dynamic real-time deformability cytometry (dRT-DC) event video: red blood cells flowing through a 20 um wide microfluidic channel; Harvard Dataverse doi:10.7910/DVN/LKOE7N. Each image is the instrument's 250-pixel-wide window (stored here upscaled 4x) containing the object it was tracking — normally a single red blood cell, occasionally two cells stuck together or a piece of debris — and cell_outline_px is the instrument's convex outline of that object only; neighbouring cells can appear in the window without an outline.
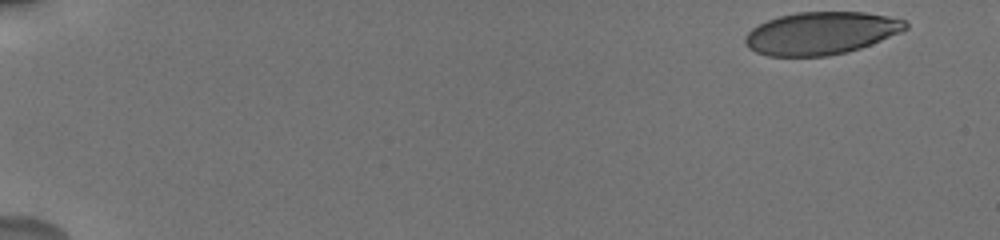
{"species": "human", "species_latin": "Homo sapiens", "temperature_condition": "cold", "stored_images_in_passage": 50, "camera_frame_rate_fps": 3000, "um_per_image_px": 0.085, "donor": {"sex": "male"}, "frame": {"image": 1, "passage_image": 1, "time_ms": 0.0, "image_size_px": [1000, 240], "cell_outline_px": [[908, 28], [900, 32], [872, 44], [848, 52], [828, 56], [768, 56], [756, 52], [748, 48], [744, 44], [744, 36], [752, 28], [768, 20], [780, 16], [796, 12], [864, 12], [888, 16], [904, 20], [908, 24]], "centroid_in_image_um": [69.77, 2.83], "position_along_channel_um": 15.2, "area_um2": 39.88}}
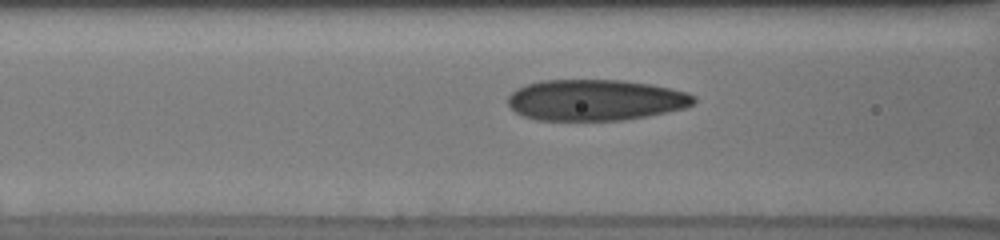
{"frame": {"image": 2, "passage_image": 36, "time_ms": 7.0, "image_size_px": [1000, 240], "cell_outline_px": [[696, 100], [692, 104], [684, 108], [648, 116], [624, 120], [536, 120], [524, 116], [516, 112], [508, 104], [508, 96], [516, 88], [528, 84], [544, 80], [620, 80], [652, 84], [688, 92], [696, 96]], "centroid_in_image_um": [50.63, 8.5], "position_along_channel_um": 116.0, "area_um2": 44.56}}
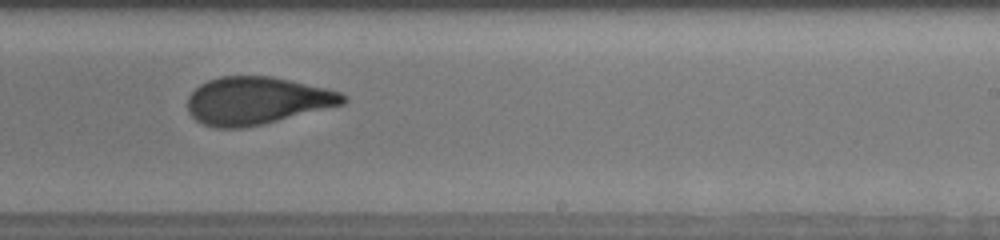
{"frame": {"image": 3, "passage_image": 50, "time_ms": 11.0, "image_size_px": [1000, 240], "cell_outline_px": [[348, 100], [344, 104], [260, 124], [240, 128], [216, 128], [200, 124], [188, 112], [188, 96], [200, 84], [208, 80], [220, 76], [272, 76], [324, 88], [340, 92], [348, 96]], "centroid_in_image_um": [21.8, 8.55], "position_along_channel_um": 267.2, "area_um2": 42.83}}